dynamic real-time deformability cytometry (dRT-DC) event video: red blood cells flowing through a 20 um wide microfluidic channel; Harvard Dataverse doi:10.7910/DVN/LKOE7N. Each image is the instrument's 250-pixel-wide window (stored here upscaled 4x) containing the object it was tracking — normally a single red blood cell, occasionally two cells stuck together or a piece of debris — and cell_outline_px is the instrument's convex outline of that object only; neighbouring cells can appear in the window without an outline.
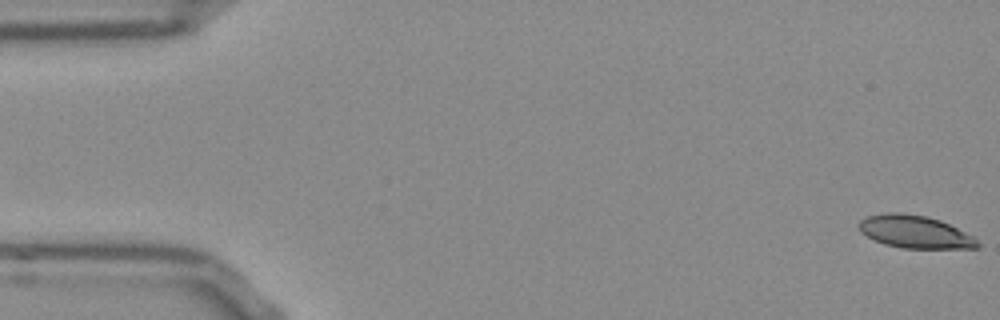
{"species": "Egyptian fruit bat (a non-hibernating species)", "species_latin": "Rousettus aegyptiacus", "temperature_condition": "room temperature", "stored_images_in_passage": 53, "camera_frame_rate_fps": 3000, "um_per_image_px": 0.085, "frame": {"image": 1, "passage_image": 1, "time_ms": 0.0, "image_size_px": [1000, 320], "cell_outline_px": [[980, 248], [900, 248], [884, 244], [860, 232], [860, 220], [868, 216], [888, 212], [900, 212], [928, 216], [940, 220], [972, 236], [980, 244]], "centroid_in_image_um": [77.77, 19.7], "position_along_channel_um": 7.2, "area_um2": 22.37}}
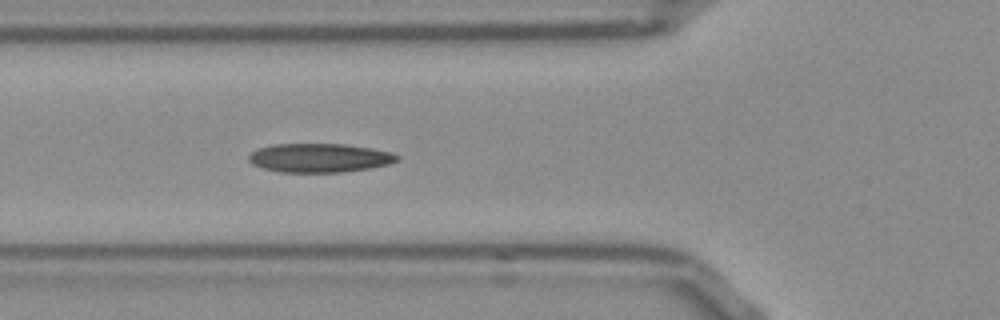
{"frame": {"image": 2, "passage_image": 19, "time_ms": 6.0, "image_size_px": [1000, 320], "cell_outline_px": [[400, 160], [388, 164], [368, 168], [340, 172], [280, 172], [264, 168], [252, 164], [248, 160], [248, 156], [256, 148], [272, 144], [344, 144], [372, 148], [392, 152], [400, 156]], "centroid_in_image_um": [27.15, 13.41], "position_along_channel_um": 98.6, "area_um2": 25.03}}
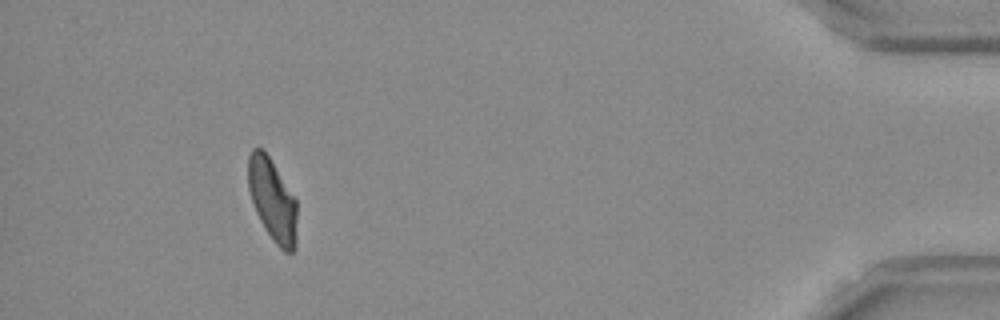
{"frame": {"image": 3, "passage_image": 49, "time_ms": 16.0, "image_size_px": [1000, 320], "cell_outline_px": [[296, 248], [292, 252], [284, 252], [276, 244], [264, 228], [256, 212], [248, 188], [248, 156], [252, 148], [260, 148], [268, 156], [296, 200]], "centroid_in_image_um": [23.15, 17.03], "position_along_channel_um": 412.1, "area_um2": 23.12}, "authors_computed_cell_mechanics": {"area_um2": 24.1026, "velocity_mm_per_s": 3.792, "shape_relaxation_time_tau1_ms": 8.7399, "shape_relaxation_time_tau2_ms": 2.5654, "deformation_change_tau1": 0.2173, "deformation_change_tau2": 0.0863}}